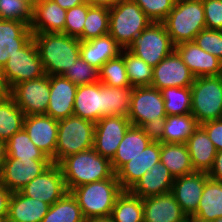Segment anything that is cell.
<instances>
[{
    "label": "cell",
    "instance_id": "cell-56",
    "mask_svg": "<svg viewBox=\"0 0 222 222\" xmlns=\"http://www.w3.org/2000/svg\"><path fill=\"white\" fill-rule=\"evenodd\" d=\"M24 2V4H26L32 11L34 10L36 4H37V0H21Z\"/></svg>",
    "mask_w": 222,
    "mask_h": 222
},
{
    "label": "cell",
    "instance_id": "cell-27",
    "mask_svg": "<svg viewBox=\"0 0 222 222\" xmlns=\"http://www.w3.org/2000/svg\"><path fill=\"white\" fill-rule=\"evenodd\" d=\"M174 180L168 168L159 162L146 172L129 191L140 198L163 195L171 192Z\"/></svg>",
    "mask_w": 222,
    "mask_h": 222
},
{
    "label": "cell",
    "instance_id": "cell-6",
    "mask_svg": "<svg viewBox=\"0 0 222 222\" xmlns=\"http://www.w3.org/2000/svg\"><path fill=\"white\" fill-rule=\"evenodd\" d=\"M95 123L71 115L58 120L56 153L51 160L59 164L64 158L93 148Z\"/></svg>",
    "mask_w": 222,
    "mask_h": 222
},
{
    "label": "cell",
    "instance_id": "cell-54",
    "mask_svg": "<svg viewBox=\"0 0 222 222\" xmlns=\"http://www.w3.org/2000/svg\"><path fill=\"white\" fill-rule=\"evenodd\" d=\"M122 0H96L92 6L95 7H105L110 9L115 3H118Z\"/></svg>",
    "mask_w": 222,
    "mask_h": 222
},
{
    "label": "cell",
    "instance_id": "cell-16",
    "mask_svg": "<svg viewBox=\"0 0 222 222\" xmlns=\"http://www.w3.org/2000/svg\"><path fill=\"white\" fill-rule=\"evenodd\" d=\"M23 129L35 146L52 160L56 153L58 120L48 115L25 116Z\"/></svg>",
    "mask_w": 222,
    "mask_h": 222
},
{
    "label": "cell",
    "instance_id": "cell-53",
    "mask_svg": "<svg viewBox=\"0 0 222 222\" xmlns=\"http://www.w3.org/2000/svg\"><path fill=\"white\" fill-rule=\"evenodd\" d=\"M7 141L0 139V174L7 159Z\"/></svg>",
    "mask_w": 222,
    "mask_h": 222
},
{
    "label": "cell",
    "instance_id": "cell-52",
    "mask_svg": "<svg viewBox=\"0 0 222 222\" xmlns=\"http://www.w3.org/2000/svg\"><path fill=\"white\" fill-rule=\"evenodd\" d=\"M56 2L61 8L65 10H69L73 7L81 5L84 3L83 0H53Z\"/></svg>",
    "mask_w": 222,
    "mask_h": 222
},
{
    "label": "cell",
    "instance_id": "cell-39",
    "mask_svg": "<svg viewBox=\"0 0 222 222\" xmlns=\"http://www.w3.org/2000/svg\"><path fill=\"white\" fill-rule=\"evenodd\" d=\"M161 93L167 116L191 114L190 87H166Z\"/></svg>",
    "mask_w": 222,
    "mask_h": 222
},
{
    "label": "cell",
    "instance_id": "cell-4",
    "mask_svg": "<svg viewBox=\"0 0 222 222\" xmlns=\"http://www.w3.org/2000/svg\"><path fill=\"white\" fill-rule=\"evenodd\" d=\"M162 23L174 45L193 41L206 28L202 0H176Z\"/></svg>",
    "mask_w": 222,
    "mask_h": 222
},
{
    "label": "cell",
    "instance_id": "cell-12",
    "mask_svg": "<svg viewBox=\"0 0 222 222\" xmlns=\"http://www.w3.org/2000/svg\"><path fill=\"white\" fill-rule=\"evenodd\" d=\"M130 126L127 116L112 115L101 118L95 123L93 149L111 161Z\"/></svg>",
    "mask_w": 222,
    "mask_h": 222
},
{
    "label": "cell",
    "instance_id": "cell-40",
    "mask_svg": "<svg viewBox=\"0 0 222 222\" xmlns=\"http://www.w3.org/2000/svg\"><path fill=\"white\" fill-rule=\"evenodd\" d=\"M109 34V9L91 6L83 27V41Z\"/></svg>",
    "mask_w": 222,
    "mask_h": 222
},
{
    "label": "cell",
    "instance_id": "cell-34",
    "mask_svg": "<svg viewBox=\"0 0 222 222\" xmlns=\"http://www.w3.org/2000/svg\"><path fill=\"white\" fill-rule=\"evenodd\" d=\"M41 222H85L81 208L71 192L52 204Z\"/></svg>",
    "mask_w": 222,
    "mask_h": 222
},
{
    "label": "cell",
    "instance_id": "cell-41",
    "mask_svg": "<svg viewBox=\"0 0 222 222\" xmlns=\"http://www.w3.org/2000/svg\"><path fill=\"white\" fill-rule=\"evenodd\" d=\"M99 81L109 87H132L130 85L124 58L119 55L117 58L108 60L100 67Z\"/></svg>",
    "mask_w": 222,
    "mask_h": 222
},
{
    "label": "cell",
    "instance_id": "cell-19",
    "mask_svg": "<svg viewBox=\"0 0 222 222\" xmlns=\"http://www.w3.org/2000/svg\"><path fill=\"white\" fill-rule=\"evenodd\" d=\"M183 62L196 77L222 75V61L205 52L194 41H186L175 45Z\"/></svg>",
    "mask_w": 222,
    "mask_h": 222
},
{
    "label": "cell",
    "instance_id": "cell-46",
    "mask_svg": "<svg viewBox=\"0 0 222 222\" xmlns=\"http://www.w3.org/2000/svg\"><path fill=\"white\" fill-rule=\"evenodd\" d=\"M153 21L162 22L173 9L176 0H133Z\"/></svg>",
    "mask_w": 222,
    "mask_h": 222
},
{
    "label": "cell",
    "instance_id": "cell-50",
    "mask_svg": "<svg viewBox=\"0 0 222 222\" xmlns=\"http://www.w3.org/2000/svg\"><path fill=\"white\" fill-rule=\"evenodd\" d=\"M209 178L222 182V151L217 152L212 169L208 172Z\"/></svg>",
    "mask_w": 222,
    "mask_h": 222
},
{
    "label": "cell",
    "instance_id": "cell-8",
    "mask_svg": "<svg viewBox=\"0 0 222 222\" xmlns=\"http://www.w3.org/2000/svg\"><path fill=\"white\" fill-rule=\"evenodd\" d=\"M127 117L132 126L155 132L167 117L161 90L151 86L133 87Z\"/></svg>",
    "mask_w": 222,
    "mask_h": 222
},
{
    "label": "cell",
    "instance_id": "cell-3",
    "mask_svg": "<svg viewBox=\"0 0 222 222\" xmlns=\"http://www.w3.org/2000/svg\"><path fill=\"white\" fill-rule=\"evenodd\" d=\"M75 197L85 219L110 217L117 197L123 192L116 173L108 179L73 188Z\"/></svg>",
    "mask_w": 222,
    "mask_h": 222
},
{
    "label": "cell",
    "instance_id": "cell-33",
    "mask_svg": "<svg viewBox=\"0 0 222 222\" xmlns=\"http://www.w3.org/2000/svg\"><path fill=\"white\" fill-rule=\"evenodd\" d=\"M110 217L113 222H143L142 198L123 191L117 197Z\"/></svg>",
    "mask_w": 222,
    "mask_h": 222
},
{
    "label": "cell",
    "instance_id": "cell-18",
    "mask_svg": "<svg viewBox=\"0 0 222 222\" xmlns=\"http://www.w3.org/2000/svg\"><path fill=\"white\" fill-rule=\"evenodd\" d=\"M208 178V173L197 171L175 178L171 193L187 216L196 212Z\"/></svg>",
    "mask_w": 222,
    "mask_h": 222
},
{
    "label": "cell",
    "instance_id": "cell-55",
    "mask_svg": "<svg viewBox=\"0 0 222 222\" xmlns=\"http://www.w3.org/2000/svg\"><path fill=\"white\" fill-rule=\"evenodd\" d=\"M85 222H113L111 217L88 218Z\"/></svg>",
    "mask_w": 222,
    "mask_h": 222
},
{
    "label": "cell",
    "instance_id": "cell-28",
    "mask_svg": "<svg viewBox=\"0 0 222 222\" xmlns=\"http://www.w3.org/2000/svg\"><path fill=\"white\" fill-rule=\"evenodd\" d=\"M185 144L194 171L208 173L212 169L217 150L205 129L199 125Z\"/></svg>",
    "mask_w": 222,
    "mask_h": 222
},
{
    "label": "cell",
    "instance_id": "cell-13",
    "mask_svg": "<svg viewBox=\"0 0 222 222\" xmlns=\"http://www.w3.org/2000/svg\"><path fill=\"white\" fill-rule=\"evenodd\" d=\"M20 192L27 197L52 205L69 191L59 164L52 163L39 176L26 184Z\"/></svg>",
    "mask_w": 222,
    "mask_h": 222
},
{
    "label": "cell",
    "instance_id": "cell-35",
    "mask_svg": "<svg viewBox=\"0 0 222 222\" xmlns=\"http://www.w3.org/2000/svg\"><path fill=\"white\" fill-rule=\"evenodd\" d=\"M7 155V158H16L22 162L30 161V159L50 160L44 152L35 146L24 129L16 132L7 141Z\"/></svg>",
    "mask_w": 222,
    "mask_h": 222
},
{
    "label": "cell",
    "instance_id": "cell-47",
    "mask_svg": "<svg viewBox=\"0 0 222 222\" xmlns=\"http://www.w3.org/2000/svg\"><path fill=\"white\" fill-rule=\"evenodd\" d=\"M206 28L222 30V0H202Z\"/></svg>",
    "mask_w": 222,
    "mask_h": 222
},
{
    "label": "cell",
    "instance_id": "cell-2",
    "mask_svg": "<svg viewBox=\"0 0 222 222\" xmlns=\"http://www.w3.org/2000/svg\"><path fill=\"white\" fill-rule=\"evenodd\" d=\"M59 166L69 192L80 185L108 179L115 174L111 161L93 148L64 158Z\"/></svg>",
    "mask_w": 222,
    "mask_h": 222
},
{
    "label": "cell",
    "instance_id": "cell-10",
    "mask_svg": "<svg viewBox=\"0 0 222 222\" xmlns=\"http://www.w3.org/2000/svg\"><path fill=\"white\" fill-rule=\"evenodd\" d=\"M1 70L11 88L46 75L34 38L32 37L22 48L9 56Z\"/></svg>",
    "mask_w": 222,
    "mask_h": 222
},
{
    "label": "cell",
    "instance_id": "cell-45",
    "mask_svg": "<svg viewBox=\"0 0 222 222\" xmlns=\"http://www.w3.org/2000/svg\"><path fill=\"white\" fill-rule=\"evenodd\" d=\"M193 41L205 52L222 61V30L205 28L196 35Z\"/></svg>",
    "mask_w": 222,
    "mask_h": 222
},
{
    "label": "cell",
    "instance_id": "cell-11",
    "mask_svg": "<svg viewBox=\"0 0 222 222\" xmlns=\"http://www.w3.org/2000/svg\"><path fill=\"white\" fill-rule=\"evenodd\" d=\"M50 96V76L25 81L12 87L11 97L25 116L46 115Z\"/></svg>",
    "mask_w": 222,
    "mask_h": 222
},
{
    "label": "cell",
    "instance_id": "cell-43",
    "mask_svg": "<svg viewBox=\"0 0 222 222\" xmlns=\"http://www.w3.org/2000/svg\"><path fill=\"white\" fill-rule=\"evenodd\" d=\"M91 6V4L83 3L69 10H66V21L64 25V33L66 35L78 38L80 41H83V27L88 9Z\"/></svg>",
    "mask_w": 222,
    "mask_h": 222
},
{
    "label": "cell",
    "instance_id": "cell-25",
    "mask_svg": "<svg viewBox=\"0 0 222 222\" xmlns=\"http://www.w3.org/2000/svg\"><path fill=\"white\" fill-rule=\"evenodd\" d=\"M33 33L23 22L0 19V69L4 67L9 56L22 48Z\"/></svg>",
    "mask_w": 222,
    "mask_h": 222
},
{
    "label": "cell",
    "instance_id": "cell-30",
    "mask_svg": "<svg viewBox=\"0 0 222 222\" xmlns=\"http://www.w3.org/2000/svg\"><path fill=\"white\" fill-rule=\"evenodd\" d=\"M198 126L192 114L167 116L155 131V137L164 143H186Z\"/></svg>",
    "mask_w": 222,
    "mask_h": 222
},
{
    "label": "cell",
    "instance_id": "cell-32",
    "mask_svg": "<svg viewBox=\"0 0 222 222\" xmlns=\"http://www.w3.org/2000/svg\"><path fill=\"white\" fill-rule=\"evenodd\" d=\"M194 216L214 221L222 217V182L208 178Z\"/></svg>",
    "mask_w": 222,
    "mask_h": 222
},
{
    "label": "cell",
    "instance_id": "cell-38",
    "mask_svg": "<svg viewBox=\"0 0 222 222\" xmlns=\"http://www.w3.org/2000/svg\"><path fill=\"white\" fill-rule=\"evenodd\" d=\"M133 87H109L104 85V117L127 116L130 111V101Z\"/></svg>",
    "mask_w": 222,
    "mask_h": 222
},
{
    "label": "cell",
    "instance_id": "cell-29",
    "mask_svg": "<svg viewBox=\"0 0 222 222\" xmlns=\"http://www.w3.org/2000/svg\"><path fill=\"white\" fill-rule=\"evenodd\" d=\"M50 206L41 200L27 197L20 191L12 192L7 220L9 222H41Z\"/></svg>",
    "mask_w": 222,
    "mask_h": 222
},
{
    "label": "cell",
    "instance_id": "cell-24",
    "mask_svg": "<svg viewBox=\"0 0 222 222\" xmlns=\"http://www.w3.org/2000/svg\"><path fill=\"white\" fill-rule=\"evenodd\" d=\"M66 10L53 0L37 2L32 11V33H64Z\"/></svg>",
    "mask_w": 222,
    "mask_h": 222
},
{
    "label": "cell",
    "instance_id": "cell-37",
    "mask_svg": "<svg viewBox=\"0 0 222 222\" xmlns=\"http://www.w3.org/2000/svg\"><path fill=\"white\" fill-rule=\"evenodd\" d=\"M127 76L132 87L151 86L153 67L127 49H122Z\"/></svg>",
    "mask_w": 222,
    "mask_h": 222
},
{
    "label": "cell",
    "instance_id": "cell-1",
    "mask_svg": "<svg viewBox=\"0 0 222 222\" xmlns=\"http://www.w3.org/2000/svg\"><path fill=\"white\" fill-rule=\"evenodd\" d=\"M45 74L63 75L80 57V40L65 33H33Z\"/></svg>",
    "mask_w": 222,
    "mask_h": 222
},
{
    "label": "cell",
    "instance_id": "cell-59",
    "mask_svg": "<svg viewBox=\"0 0 222 222\" xmlns=\"http://www.w3.org/2000/svg\"><path fill=\"white\" fill-rule=\"evenodd\" d=\"M0 222H9L7 218H0Z\"/></svg>",
    "mask_w": 222,
    "mask_h": 222
},
{
    "label": "cell",
    "instance_id": "cell-36",
    "mask_svg": "<svg viewBox=\"0 0 222 222\" xmlns=\"http://www.w3.org/2000/svg\"><path fill=\"white\" fill-rule=\"evenodd\" d=\"M25 114L12 97L0 102V139L8 141L23 129Z\"/></svg>",
    "mask_w": 222,
    "mask_h": 222
},
{
    "label": "cell",
    "instance_id": "cell-57",
    "mask_svg": "<svg viewBox=\"0 0 222 222\" xmlns=\"http://www.w3.org/2000/svg\"><path fill=\"white\" fill-rule=\"evenodd\" d=\"M187 222H212V221H206V220L200 219L194 215H190L187 218Z\"/></svg>",
    "mask_w": 222,
    "mask_h": 222
},
{
    "label": "cell",
    "instance_id": "cell-58",
    "mask_svg": "<svg viewBox=\"0 0 222 222\" xmlns=\"http://www.w3.org/2000/svg\"><path fill=\"white\" fill-rule=\"evenodd\" d=\"M84 3L93 4L96 0H83Z\"/></svg>",
    "mask_w": 222,
    "mask_h": 222
},
{
    "label": "cell",
    "instance_id": "cell-48",
    "mask_svg": "<svg viewBox=\"0 0 222 222\" xmlns=\"http://www.w3.org/2000/svg\"><path fill=\"white\" fill-rule=\"evenodd\" d=\"M201 126L205 129L217 152L222 151V119L207 121Z\"/></svg>",
    "mask_w": 222,
    "mask_h": 222
},
{
    "label": "cell",
    "instance_id": "cell-26",
    "mask_svg": "<svg viewBox=\"0 0 222 222\" xmlns=\"http://www.w3.org/2000/svg\"><path fill=\"white\" fill-rule=\"evenodd\" d=\"M122 49L110 34L80 41V57L98 70L108 60L117 58Z\"/></svg>",
    "mask_w": 222,
    "mask_h": 222
},
{
    "label": "cell",
    "instance_id": "cell-23",
    "mask_svg": "<svg viewBox=\"0 0 222 222\" xmlns=\"http://www.w3.org/2000/svg\"><path fill=\"white\" fill-rule=\"evenodd\" d=\"M155 138L154 131L131 125L111 160L113 171L116 173L125 163L139 155Z\"/></svg>",
    "mask_w": 222,
    "mask_h": 222
},
{
    "label": "cell",
    "instance_id": "cell-51",
    "mask_svg": "<svg viewBox=\"0 0 222 222\" xmlns=\"http://www.w3.org/2000/svg\"><path fill=\"white\" fill-rule=\"evenodd\" d=\"M12 88L8 83L3 71L0 69V102L6 101L11 97Z\"/></svg>",
    "mask_w": 222,
    "mask_h": 222
},
{
    "label": "cell",
    "instance_id": "cell-20",
    "mask_svg": "<svg viewBox=\"0 0 222 222\" xmlns=\"http://www.w3.org/2000/svg\"><path fill=\"white\" fill-rule=\"evenodd\" d=\"M77 85L62 75L50 76V96L46 115L61 120L73 115Z\"/></svg>",
    "mask_w": 222,
    "mask_h": 222
},
{
    "label": "cell",
    "instance_id": "cell-44",
    "mask_svg": "<svg viewBox=\"0 0 222 222\" xmlns=\"http://www.w3.org/2000/svg\"><path fill=\"white\" fill-rule=\"evenodd\" d=\"M0 19L32 22V10L21 0H0Z\"/></svg>",
    "mask_w": 222,
    "mask_h": 222
},
{
    "label": "cell",
    "instance_id": "cell-42",
    "mask_svg": "<svg viewBox=\"0 0 222 222\" xmlns=\"http://www.w3.org/2000/svg\"><path fill=\"white\" fill-rule=\"evenodd\" d=\"M77 86L99 82V72L81 57L74 61L73 66L62 75Z\"/></svg>",
    "mask_w": 222,
    "mask_h": 222
},
{
    "label": "cell",
    "instance_id": "cell-49",
    "mask_svg": "<svg viewBox=\"0 0 222 222\" xmlns=\"http://www.w3.org/2000/svg\"><path fill=\"white\" fill-rule=\"evenodd\" d=\"M12 192L0 182V218H7Z\"/></svg>",
    "mask_w": 222,
    "mask_h": 222
},
{
    "label": "cell",
    "instance_id": "cell-17",
    "mask_svg": "<svg viewBox=\"0 0 222 222\" xmlns=\"http://www.w3.org/2000/svg\"><path fill=\"white\" fill-rule=\"evenodd\" d=\"M160 162V141L156 138L135 158L125 163L116 176L123 191H129L156 163Z\"/></svg>",
    "mask_w": 222,
    "mask_h": 222
},
{
    "label": "cell",
    "instance_id": "cell-9",
    "mask_svg": "<svg viewBox=\"0 0 222 222\" xmlns=\"http://www.w3.org/2000/svg\"><path fill=\"white\" fill-rule=\"evenodd\" d=\"M174 49L175 45L162 22H152L127 48L152 67L157 66Z\"/></svg>",
    "mask_w": 222,
    "mask_h": 222
},
{
    "label": "cell",
    "instance_id": "cell-7",
    "mask_svg": "<svg viewBox=\"0 0 222 222\" xmlns=\"http://www.w3.org/2000/svg\"><path fill=\"white\" fill-rule=\"evenodd\" d=\"M190 88L191 114L199 125L222 119V75L196 77Z\"/></svg>",
    "mask_w": 222,
    "mask_h": 222
},
{
    "label": "cell",
    "instance_id": "cell-15",
    "mask_svg": "<svg viewBox=\"0 0 222 222\" xmlns=\"http://www.w3.org/2000/svg\"><path fill=\"white\" fill-rule=\"evenodd\" d=\"M51 164V160L30 159L22 162L16 158H7L0 174V182L11 192H18Z\"/></svg>",
    "mask_w": 222,
    "mask_h": 222
},
{
    "label": "cell",
    "instance_id": "cell-31",
    "mask_svg": "<svg viewBox=\"0 0 222 222\" xmlns=\"http://www.w3.org/2000/svg\"><path fill=\"white\" fill-rule=\"evenodd\" d=\"M160 162L168 168L174 178L194 172L185 143L160 142Z\"/></svg>",
    "mask_w": 222,
    "mask_h": 222
},
{
    "label": "cell",
    "instance_id": "cell-21",
    "mask_svg": "<svg viewBox=\"0 0 222 222\" xmlns=\"http://www.w3.org/2000/svg\"><path fill=\"white\" fill-rule=\"evenodd\" d=\"M104 84L100 81L77 86L73 115L96 123L104 117Z\"/></svg>",
    "mask_w": 222,
    "mask_h": 222
},
{
    "label": "cell",
    "instance_id": "cell-60",
    "mask_svg": "<svg viewBox=\"0 0 222 222\" xmlns=\"http://www.w3.org/2000/svg\"><path fill=\"white\" fill-rule=\"evenodd\" d=\"M212 222H222V217H220V218H218V219H216V220H214Z\"/></svg>",
    "mask_w": 222,
    "mask_h": 222
},
{
    "label": "cell",
    "instance_id": "cell-5",
    "mask_svg": "<svg viewBox=\"0 0 222 222\" xmlns=\"http://www.w3.org/2000/svg\"><path fill=\"white\" fill-rule=\"evenodd\" d=\"M152 22L133 0H122L109 9V34L123 49Z\"/></svg>",
    "mask_w": 222,
    "mask_h": 222
},
{
    "label": "cell",
    "instance_id": "cell-22",
    "mask_svg": "<svg viewBox=\"0 0 222 222\" xmlns=\"http://www.w3.org/2000/svg\"><path fill=\"white\" fill-rule=\"evenodd\" d=\"M142 203L143 222H187V214L171 192L142 198Z\"/></svg>",
    "mask_w": 222,
    "mask_h": 222
},
{
    "label": "cell",
    "instance_id": "cell-14",
    "mask_svg": "<svg viewBox=\"0 0 222 222\" xmlns=\"http://www.w3.org/2000/svg\"><path fill=\"white\" fill-rule=\"evenodd\" d=\"M195 76L174 49L157 66L153 67L151 87L162 90L166 87H191Z\"/></svg>",
    "mask_w": 222,
    "mask_h": 222
}]
</instances>
